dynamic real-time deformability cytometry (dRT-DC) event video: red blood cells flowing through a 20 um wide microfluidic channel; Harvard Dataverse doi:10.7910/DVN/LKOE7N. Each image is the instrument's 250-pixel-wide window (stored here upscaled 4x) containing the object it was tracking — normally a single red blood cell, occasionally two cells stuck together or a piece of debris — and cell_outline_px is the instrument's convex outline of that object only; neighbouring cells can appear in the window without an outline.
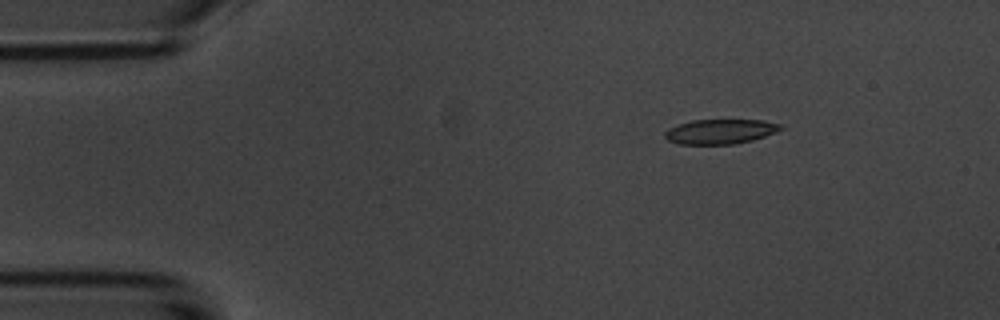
{"species": "common noctule bat (a hibernating species)", "species_latin": "Nyctalus noctula", "temperature_condition": "room temperature", "stored_images_in_passage": 3, "camera_frame_rate_fps": 3000, "um_per_image_px": 0.085, "animal": {"sex": "male", "body_mass_g": 20.1, "forearm_length_mm": 53.5}, "frame": {"image": 1, "passage_image": 2, "time_ms": 1.667, "image_size_px": [1000, 320], "cell_outline_px": [[784, 128], [776, 132], [752, 140], [736, 144], [680, 144], [668, 140], [664, 136], [664, 132], [668, 128], [692, 120], [764, 120], [784, 124]], "centroid_in_image_um": [61.26, 11.17], "position_along_channel_um": 23.7, "area_um2": 16.76}}